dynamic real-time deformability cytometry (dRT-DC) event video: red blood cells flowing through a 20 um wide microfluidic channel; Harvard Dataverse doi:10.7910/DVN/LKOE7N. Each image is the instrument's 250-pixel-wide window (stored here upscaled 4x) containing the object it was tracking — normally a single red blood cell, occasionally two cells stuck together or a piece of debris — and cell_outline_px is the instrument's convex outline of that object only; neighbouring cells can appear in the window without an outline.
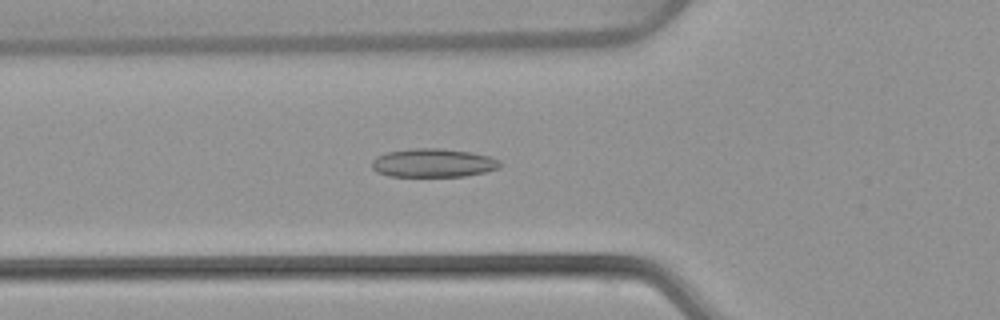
{"species": "common noctule bat (a hibernating species)", "species_latin": "Nyctalus noctula", "temperature_condition": "warm", "stored_images_in_passage": 53, "camera_frame_rate_fps": 3000, "um_per_image_px": 0.085, "animal": {"sex": "female", "body_mass_g": 22.7, "forearm_length_mm": 54.2}, "frame": {"image": 1, "passage_image": 19, "time_ms": 6.0, "image_size_px": [1000, 320], "cell_outline_px": [[504, 164], [496, 168], [484, 172], [464, 176], [388, 176], [376, 172], [372, 168], [372, 160], [376, 156], [388, 152], [412, 148], [440, 148], [472, 152], [488, 156], [500, 160]], "centroid_in_image_um": [36.81, 13.84], "position_along_channel_um": 89.0, "area_um2": 21.39}}
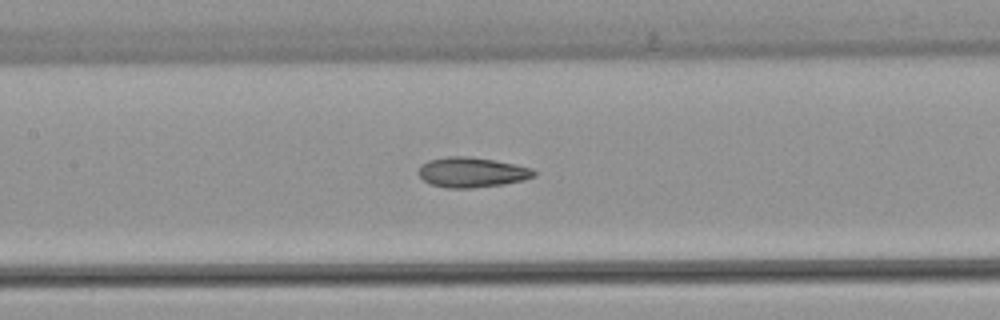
{"frame": {"image": 2, "passage_image": 25, "time_ms": 8.0, "image_size_px": [1000, 320], "cell_outline_px": [[536, 176], [524, 180], [504, 184], [472, 188], [448, 188], [432, 184], [424, 180], [416, 172], [420, 164], [428, 160], [448, 156], [468, 156], [496, 160], [532, 168], [536, 172]], "centroid_in_image_um": [40.1, 14.64], "position_along_channel_um": 167.3, "area_um2": 20.4}}
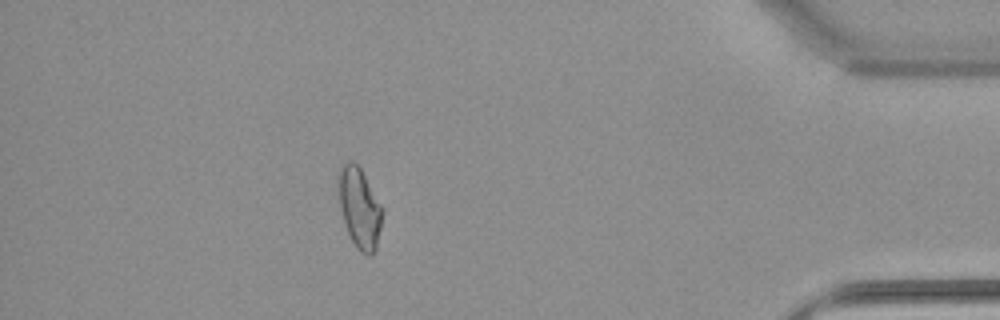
{"frame": {"image": 3, "passage_image": 47, "time_ms": 15.333, "image_size_px": [1000, 320], "cell_outline_px": [[384, 212], [376, 248], [372, 256], [368, 256], [360, 252], [356, 248], [348, 232], [340, 208], [336, 184], [336, 172], [340, 164], [344, 160], [352, 160], [360, 168], [384, 208]], "centroid_in_image_um": [30.53, 17.6], "position_along_channel_um": 404.7, "area_um2": 21.27}, "authors_computed_cell_mechanics": {"area_um2": 20.9236, "velocity_mm_per_s": 3.8836, "shape_relaxation_time_tau1_ms": null, "shape_relaxation_time_tau2_ms": 2.564, "deformation_change_tau1": null, "deformation_change_tau2": 0.0898}}